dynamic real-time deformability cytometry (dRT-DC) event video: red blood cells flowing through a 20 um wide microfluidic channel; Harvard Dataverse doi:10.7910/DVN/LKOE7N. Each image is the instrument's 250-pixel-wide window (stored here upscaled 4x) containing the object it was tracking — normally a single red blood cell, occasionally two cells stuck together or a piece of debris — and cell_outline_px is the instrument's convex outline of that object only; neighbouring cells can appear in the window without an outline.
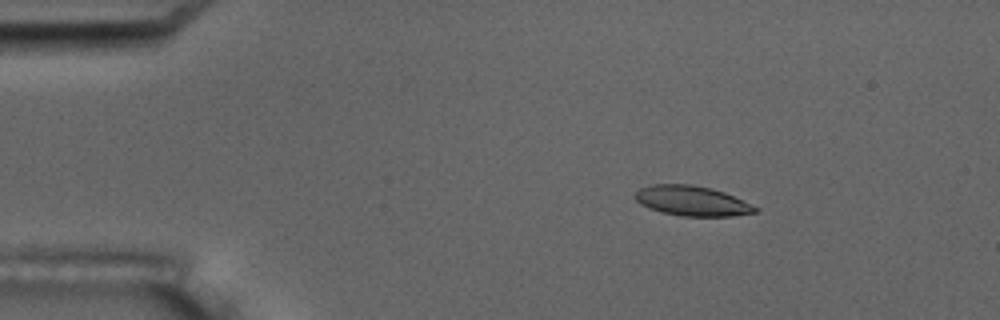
{"species": "common noctule bat (a hibernating species)", "species_latin": "Nyctalus noctula", "temperature_condition": "room temperature", "stored_images_in_passage": 4, "camera_frame_rate_fps": 3000, "um_per_image_px": 0.085, "animal": {"sex": "male", "body_mass_g": 17.5, "forearm_length_mm": 52.3}, "frame": {"image": 1, "passage_image": 2, "time_ms": 2.0, "image_size_px": [1000, 320], "cell_outline_px": [[760, 208], [756, 212], [732, 216], [680, 216], [648, 208], [640, 204], [632, 196], [640, 188], [652, 184], [692, 184], [712, 188], [724, 192], [752, 204]], "centroid_in_image_um": [58.81, 17.07], "position_along_channel_um": 26.2, "area_um2": 21.1}}